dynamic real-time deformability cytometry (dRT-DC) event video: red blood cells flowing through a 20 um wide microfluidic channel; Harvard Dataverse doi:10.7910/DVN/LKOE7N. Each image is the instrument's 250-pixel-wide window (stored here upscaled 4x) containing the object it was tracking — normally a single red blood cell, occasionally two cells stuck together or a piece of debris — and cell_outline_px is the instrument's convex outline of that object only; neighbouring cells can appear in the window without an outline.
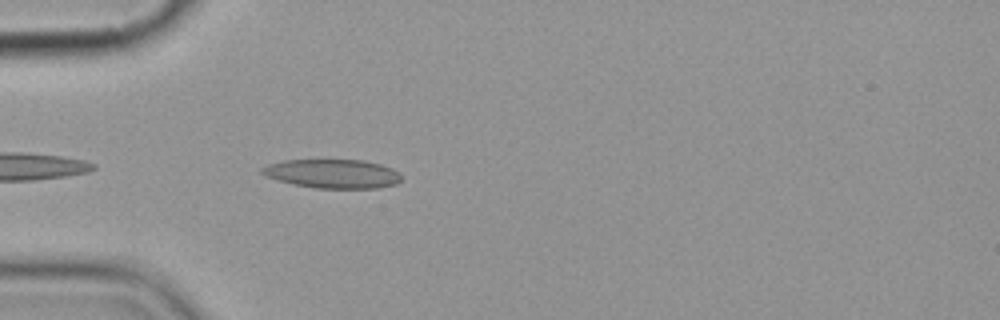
{"species": "common noctule bat (a hibernating species)", "species_latin": "Nyctalus noctula", "temperature_condition": "cold", "stored_images_in_passage": 4, "camera_frame_rate_fps": 3000, "um_per_image_px": 0.085, "animal": {"sex": "female", "body_mass_g": 19.9}, "frame": {"image": 1, "passage_image": 4, "time_ms": 3.667, "image_size_px": [1000, 320], "cell_outline_px": [[400, 180], [396, 184], [376, 188], [316, 188], [292, 184], [276, 180], [264, 176], [260, 172], [260, 168], [268, 164], [284, 160], [364, 160], [380, 164], [392, 168], [400, 172]], "centroid_in_image_um": [28.24, 14.76], "position_along_channel_um": 56.8, "area_um2": 23.64}}